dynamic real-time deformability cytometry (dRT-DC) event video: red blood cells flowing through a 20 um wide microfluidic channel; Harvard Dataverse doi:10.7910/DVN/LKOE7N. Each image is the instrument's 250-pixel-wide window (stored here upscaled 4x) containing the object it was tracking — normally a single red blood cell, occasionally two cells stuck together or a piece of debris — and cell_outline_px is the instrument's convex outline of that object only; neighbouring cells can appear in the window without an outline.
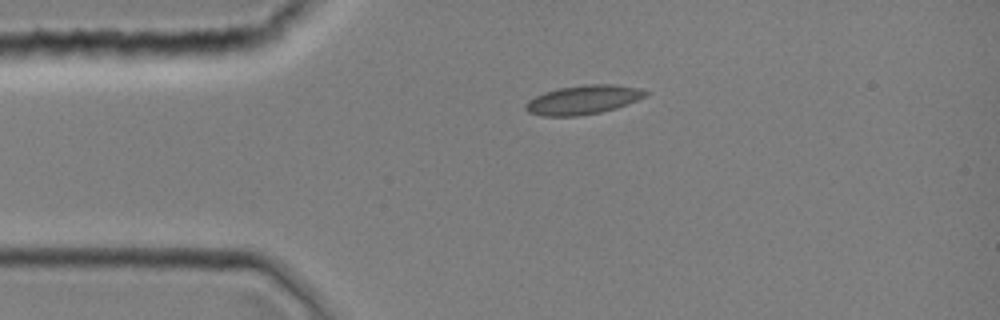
{"species": "common noctule bat (a hibernating species)", "species_latin": "Nyctalus noctula", "temperature_condition": "room temperature", "stored_images_in_passage": 2, "camera_frame_rate_fps": 3000, "um_per_image_px": 0.085, "animal": {"sex": "female", "body_mass_g": 19.0, "forearm_length_mm": 51.5}, "frame": {"image": 1, "passage_image": 1, "time_ms": 0.0, "image_size_px": [1000, 320], "cell_outline_px": [[648, 96], [616, 108], [600, 112], [576, 116], [544, 116], [528, 112], [524, 108], [524, 104], [528, 100], [544, 92], [560, 88], [588, 84], [616, 84], [640, 88], [648, 92]], "centroid_in_image_um": [49.58, 8.48], "position_along_channel_um": 35.4, "area_um2": 20.29}}